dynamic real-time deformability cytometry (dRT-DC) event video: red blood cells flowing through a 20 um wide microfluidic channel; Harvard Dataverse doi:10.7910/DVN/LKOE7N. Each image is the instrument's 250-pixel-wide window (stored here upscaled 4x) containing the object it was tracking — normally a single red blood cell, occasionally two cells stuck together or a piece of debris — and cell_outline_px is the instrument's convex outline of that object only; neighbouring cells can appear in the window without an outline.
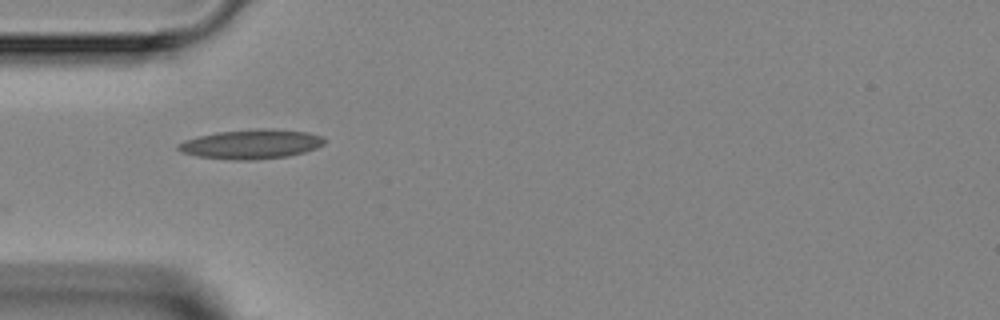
{"species": "Egyptian fruit bat (a non-hibernating species)", "species_latin": "Rousettus aegyptiacus", "temperature_condition": "room temperature", "stored_images_in_passage": 4, "camera_frame_rate_fps": 3000, "um_per_image_px": 0.085, "animal": {"sex": "female"}, "frame": {"image": 1, "passage_image": 1, "time_ms": 0.0, "image_size_px": [1000, 320], "cell_outline_px": [[324, 144], [316, 148], [304, 152], [288, 156], [256, 160], [228, 160], [196, 156], [180, 152], [176, 148], [176, 144], [184, 140], [216, 132], [256, 128], [272, 128], [308, 132], [324, 136]], "centroid_in_image_um": [21.34, 12.25], "position_along_channel_um": 63.7, "area_um2": 25.49}}
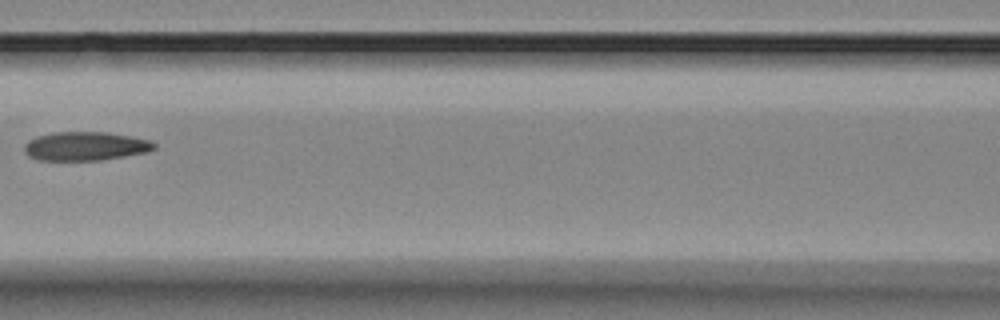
{"frame": {"image": 2, "passage_image": 3, "time_ms": 2.333, "image_size_px": [1000, 320], "cell_outline_px": [[156, 148], [148, 152], [100, 160], [40, 160], [28, 156], [24, 152], [24, 144], [28, 140], [36, 136], [56, 132], [104, 132], [132, 136], [152, 140], [156, 144]], "centroid_in_image_um": [7.27, 12.42], "position_along_channel_um": 159.3, "area_um2": 21.91}}
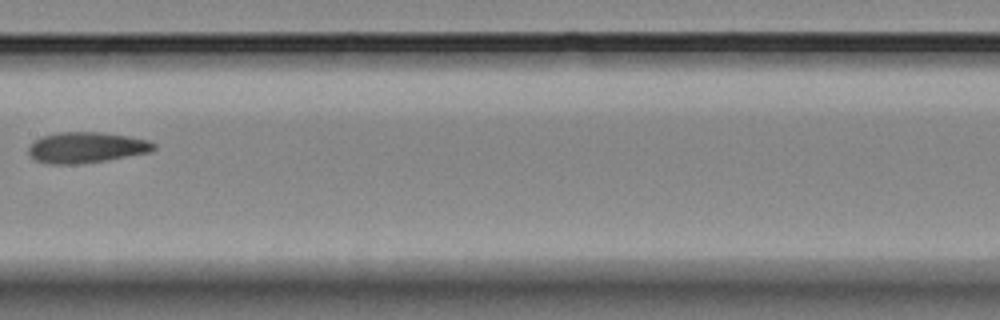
{"frame": {"image": 3, "passage_image": 4, "time_ms": 3.333, "image_size_px": [1000, 320], "cell_outline_px": [[156, 148], [148, 152], [108, 160], [80, 164], [48, 164], [36, 160], [28, 156], [28, 148], [36, 140], [44, 136], [60, 132], [100, 132], [128, 136], [148, 140], [156, 144]], "centroid_in_image_um": [7.33, 12.55], "position_along_channel_um": 200.1, "area_um2": 22.43}}